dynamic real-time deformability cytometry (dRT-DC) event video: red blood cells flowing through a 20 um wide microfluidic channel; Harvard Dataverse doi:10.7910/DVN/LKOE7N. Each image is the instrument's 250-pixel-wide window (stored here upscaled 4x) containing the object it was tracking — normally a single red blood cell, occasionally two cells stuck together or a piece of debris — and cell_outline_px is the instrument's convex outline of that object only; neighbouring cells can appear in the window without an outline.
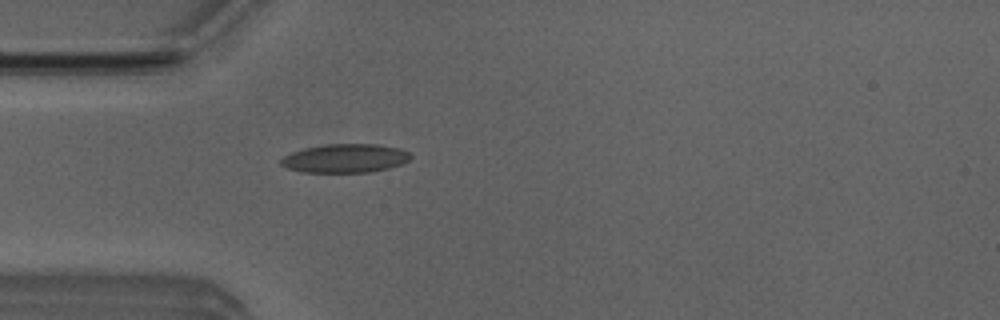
{"species": "Egyptian fruit bat (a non-hibernating species)", "species_latin": "Rousettus aegyptiacus", "temperature_condition": "room temperature", "stored_images_in_passage": 51, "camera_frame_rate_fps": 3000, "um_per_image_px": 0.085, "animal": {"sex": "male"}, "frame": {"image": 1, "passage_image": 15, "time_ms": 4.667, "image_size_px": [1000, 320], "cell_outline_px": [[412, 156], [408, 160], [400, 164], [388, 168], [372, 172], [304, 172], [288, 168], [280, 164], [280, 160], [284, 156], [292, 152], [304, 148], [324, 144], [376, 144], [400, 148], [408, 152]], "centroid_in_image_um": [29.33, 13.45], "position_along_channel_um": 55.7, "area_um2": 21.62}}
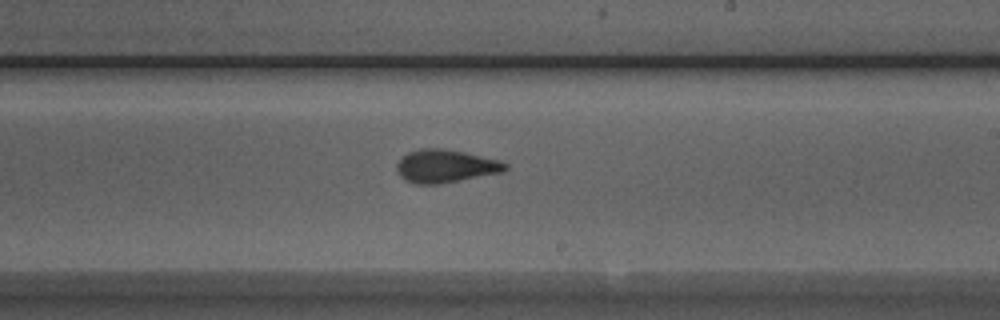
{"frame": {"image": 2, "passage_image": 30, "time_ms": 9.667, "image_size_px": [1000, 320], "cell_outline_px": [[508, 168], [504, 172], [440, 184], [412, 184], [404, 180], [396, 172], [396, 164], [408, 152], [420, 148], [440, 148], [464, 152], [500, 160], [508, 164]], "centroid_in_image_um": [37.86, 14.13], "position_along_channel_um": 251.1, "area_um2": 21.1}}
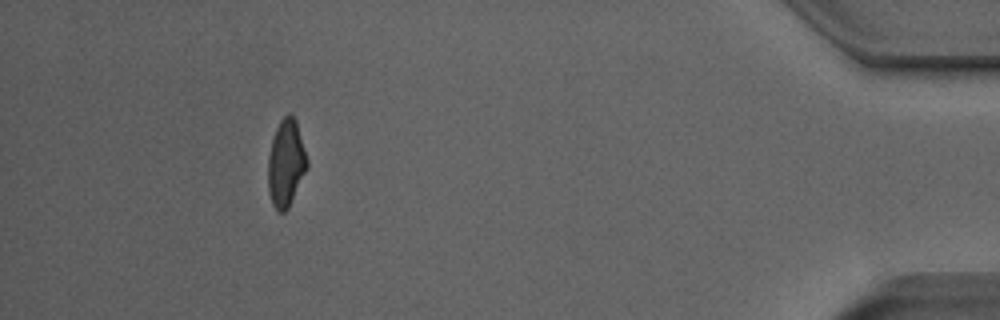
{"frame": {"image": 3, "passage_image": 47, "time_ms": 15.333, "image_size_px": [1000, 320], "cell_outline_px": [[308, 168], [288, 208], [284, 212], [280, 212], [272, 204], [268, 188], [268, 156], [272, 136], [280, 120], [288, 112], [296, 120], [308, 160]], "centroid_in_image_um": [24.31, 13.85], "position_along_channel_um": 410.9, "area_um2": 19.88}, "authors_computed_cell_mechanics": {"area_um2": 20.1722, "velocity_mm_per_s": 3.9834, "shape_relaxation_time_tau1_ms": 7.0984, "shape_relaxation_time_tau2_ms": 1.5667, "deformation_change_tau1": 0.195, "deformation_change_tau2": 0.076}}